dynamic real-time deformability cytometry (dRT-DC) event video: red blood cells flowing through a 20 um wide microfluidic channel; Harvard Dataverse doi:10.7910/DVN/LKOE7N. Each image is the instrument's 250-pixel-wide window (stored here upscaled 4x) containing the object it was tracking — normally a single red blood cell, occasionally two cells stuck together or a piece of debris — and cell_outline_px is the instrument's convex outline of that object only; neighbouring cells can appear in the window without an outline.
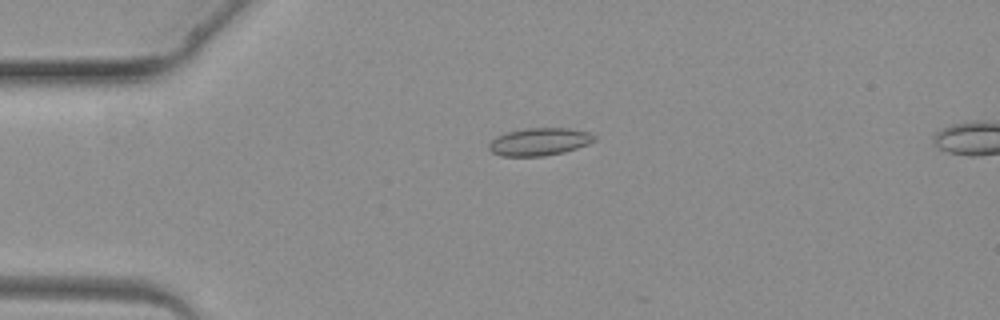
{"species": "common noctule bat (a hibernating species)", "species_latin": "Nyctalus noctula", "temperature_condition": "warm", "stored_images_in_passage": 3, "camera_frame_rate_fps": 3000, "um_per_image_px": 0.085, "animal": {"sex": "female", "body_mass_g": 19.3, "forearm_length_mm": 54.1}, "frame": {"image": 1, "passage_image": 2, "time_ms": 1.333, "image_size_px": [1000, 320], "cell_outline_px": [[596, 140], [588, 144], [564, 152], [544, 156], [500, 156], [492, 152], [488, 148], [488, 144], [496, 136], [508, 132], [524, 128], [572, 128], [588, 132], [596, 136]], "centroid_in_image_um": [45.85, 12.04], "position_along_channel_um": 39.2, "area_um2": 17.05}}